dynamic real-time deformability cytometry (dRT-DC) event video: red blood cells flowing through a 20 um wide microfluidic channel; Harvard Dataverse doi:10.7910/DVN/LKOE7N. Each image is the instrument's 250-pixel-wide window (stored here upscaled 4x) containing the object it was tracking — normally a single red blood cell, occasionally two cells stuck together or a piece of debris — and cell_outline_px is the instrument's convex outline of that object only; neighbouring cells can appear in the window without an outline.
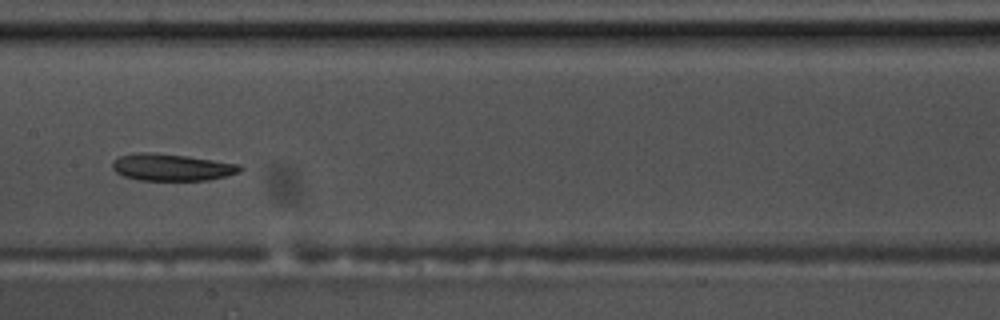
{"species": "common noctule bat (a hibernating species)", "species_latin": "Nyctalus noctula", "temperature_condition": "warm", "stored_images_in_passage": 12, "camera_frame_rate_fps": 3000, "um_per_image_px": 0.085, "animal": {"sex": "male", "body_mass_g": 17.5, "forearm_length_mm": 52.3}, "frame": {"image": 1, "passage_image": 9, "time_ms": 2.667, "image_size_px": [1000, 320], "cell_outline_px": [[244, 168], [240, 172], [208, 180], [136, 180], [124, 176], [116, 172], [112, 168], [112, 160], [120, 156], [136, 152], [144, 152], [188, 156], [240, 164]], "centroid_in_image_um": [14.58, 14.22], "position_along_channel_um": 192.8, "area_um2": 20.06}}
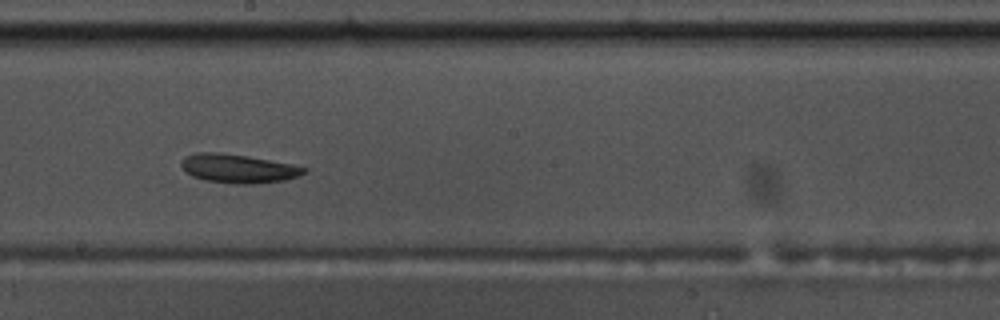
{"frame": {"image": 2, "passage_image": 10, "time_ms": 3.0, "image_size_px": [1000, 320], "cell_outline_px": [[308, 172], [284, 180], [256, 184], [232, 184], [204, 180], [192, 176], [180, 164], [184, 156], [196, 152], [220, 152], [248, 156], [292, 164], [308, 168]], "centroid_in_image_um": [20.25, 14.32], "position_along_channel_um": 228.0, "area_um2": 20.69}}